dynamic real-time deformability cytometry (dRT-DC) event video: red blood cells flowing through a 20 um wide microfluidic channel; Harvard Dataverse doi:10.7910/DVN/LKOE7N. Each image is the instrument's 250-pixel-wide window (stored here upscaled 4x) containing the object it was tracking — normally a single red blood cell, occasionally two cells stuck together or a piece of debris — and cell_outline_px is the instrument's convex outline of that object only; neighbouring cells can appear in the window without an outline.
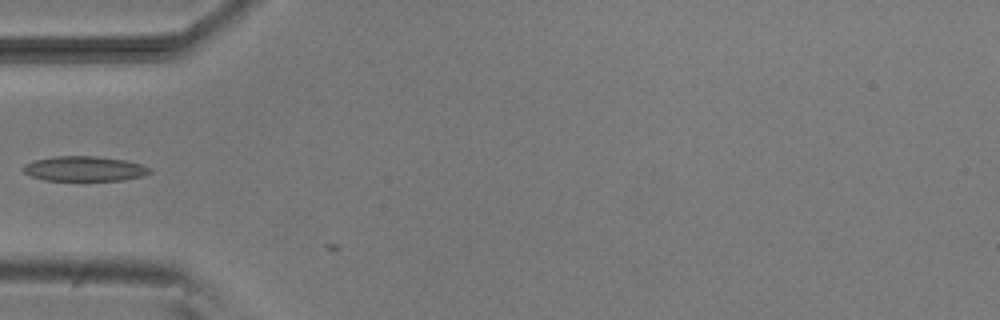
{"species": "common noctule bat (a hibernating species)", "species_latin": "Nyctalus noctula", "temperature_condition": "room temperature", "stored_images_in_passage": 4, "camera_frame_rate_fps": 3000, "um_per_image_px": 0.085, "animal": {"sex": "male", "body_mass_g": 20.5, "forearm_length_mm": 52.5}, "frame": {"image": 1, "passage_image": 3, "time_ms": 0.667, "image_size_px": [1000, 320], "cell_outline_px": [[152, 172], [144, 176], [124, 180], [44, 180], [32, 176], [24, 172], [24, 164], [36, 160], [56, 156], [96, 156], [124, 160], [140, 164], [152, 168]], "centroid_in_image_um": [7.23, 14.34], "position_along_channel_um": 77.8, "area_um2": 18.26}}